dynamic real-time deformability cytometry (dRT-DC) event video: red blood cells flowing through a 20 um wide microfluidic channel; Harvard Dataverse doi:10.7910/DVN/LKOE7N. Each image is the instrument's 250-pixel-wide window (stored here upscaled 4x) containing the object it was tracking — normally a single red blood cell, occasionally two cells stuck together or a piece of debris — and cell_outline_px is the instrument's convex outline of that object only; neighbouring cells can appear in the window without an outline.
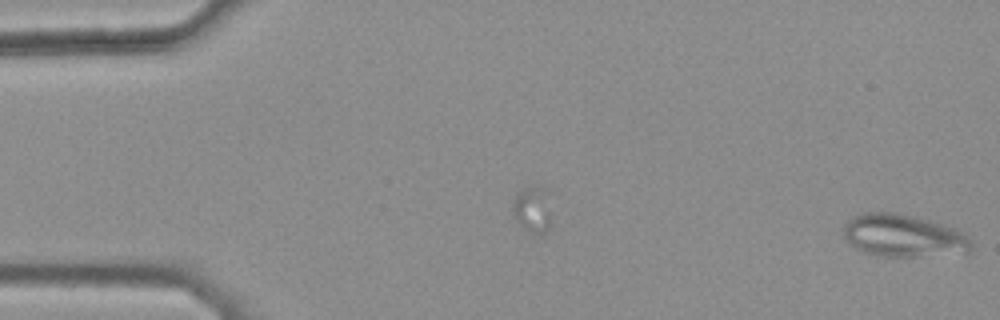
{"species": "common noctule bat (a hibernating species)", "species_latin": "Nyctalus noctula", "temperature_condition": "warm", "stored_images_in_passage": 8, "segment_of_instrument_passage": [2, 2], "camera_frame_rate_fps": 3000, "um_per_image_px": 0.085, "animal": {"sex": "female", "body_mass_g": 25.1}, "frame": {"image": 1, "passage_image": 8, "time_ms": 2.333, "image_size_px": [1000, 320], "cell_outline_px": [[972, 252], [916, 256], [880, 256], [864, 252], [848, 244], [844, 236], [844, 224], [852, 216], [864, 212], [896, 212], [912, 216], [956, 228], [968, 236], [972, 244]], "centroid_in_image_um": [76.77, 20.03], "position_along_channel_um": 8.2, "area_um2": 31.67}}